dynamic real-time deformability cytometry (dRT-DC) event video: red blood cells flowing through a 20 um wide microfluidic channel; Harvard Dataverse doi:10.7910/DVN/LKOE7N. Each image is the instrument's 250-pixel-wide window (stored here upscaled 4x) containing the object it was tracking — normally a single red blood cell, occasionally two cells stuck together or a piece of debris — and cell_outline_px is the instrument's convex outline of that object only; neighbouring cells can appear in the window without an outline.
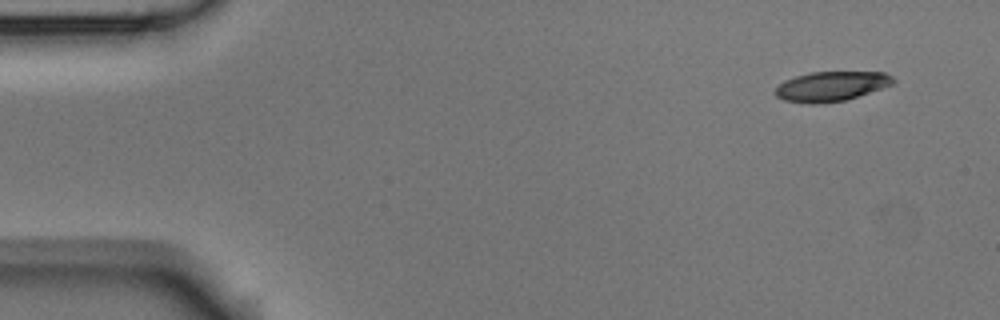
{"species": "Egyptian fruit bat (a non-hibernating species)", "species_latin": "Rousettus aegyptiacus", "temperature_condition": "room temperature", "stored_images_in_passage": 5, "camera_frame_rate_fps": 3000, "um_per_image_px": 0.085, "animal": {"sex": "male"}, "frame": {"image": 1, "passage_image": 1, "time_ms": 0.0, "image_size_px": [1000, 320], "cell_outline_px": [[896, 80], [892, 84], [844, 100], [816, 104], [808, 104], [784, 100], [776, 96], [772, 92], [784, 80], [796, 76], [812, 72], [884, 72], [892, 76]], "centroid_in_image_um": [70.6, 7.33], "position_along_channel_um": 14.4, "area_um2": 20.23}}
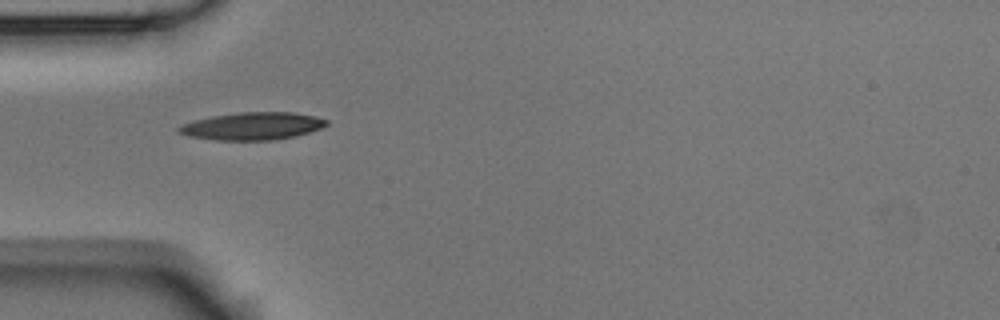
{"frame": {"image": 2, "passage_image": 4, "time_ms": 4.333, "image_size_px": [1000, 320], "cell_outline_px": [[328, 124], [320, 128], [296, 136], [272, 140], [216, 140], [188, 136], [180, 132], [176, 128], [184, 124], [196, 120], [212, 116], [240, 112], [292, 112], [312, 116], [328, 120]], "centroid_in_image_um": [21.46, 10.72], "position_along_channel_um": 63.5, "area_um2": 23.41}}
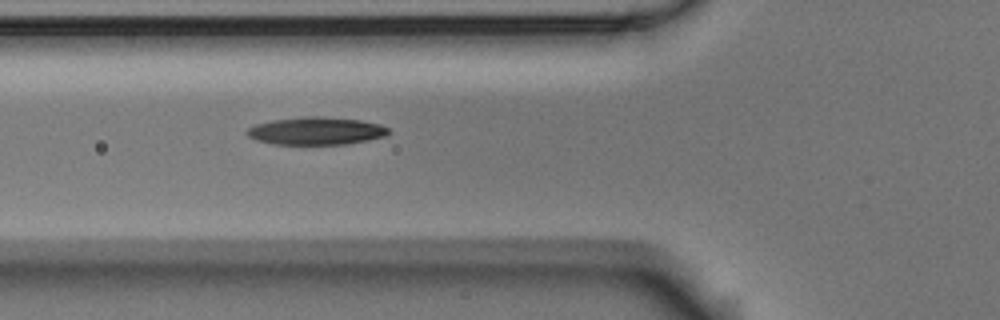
{"frame": {"image": 3, "passage_image": 5, "time_ms": 5.333, "image_size_px": [1000, 320], "cell_outline_px": [[388, 132], [384, 136], [368, 140], [348, 144], [272, 144], [256, 140], [248, 136], [244, 132], [248, 128], [256, 124], [272, 120], [304, 116], [316, 116], [360, 120], [380, 124], [388, 128]], "centroid_in_image_um": [26.83, 11.13], "position_along_channel_um": 99.0, "area_um2": 22.77}}